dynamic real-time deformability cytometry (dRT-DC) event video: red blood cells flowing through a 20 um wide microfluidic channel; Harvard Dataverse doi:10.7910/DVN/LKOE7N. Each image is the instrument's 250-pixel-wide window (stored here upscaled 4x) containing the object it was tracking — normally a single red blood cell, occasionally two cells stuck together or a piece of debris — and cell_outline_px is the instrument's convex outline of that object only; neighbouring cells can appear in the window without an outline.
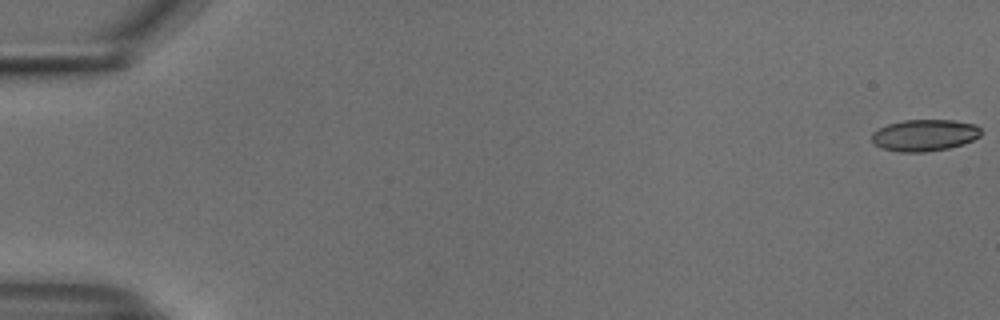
{"species": "common noctule bat (a hibernating species)", "species_latin": "Nyctalus noctula", "temperature_condition": "cold", "stored_images_in_passage": 11, "camera_frame_rate_fps": 3000, "um_per_image_px": 0.085, "animal": {"sex": "male", "body_mass_g": 18.8}, "frame": {"image": 1, "passage_image": 1, "time_ms": 0.0, "image_size_px": [1000, 320], "cell_outline_px": [[980, 136], [964, 144], [948, 148], [924, 152], [900, 152], [884, 148], [876, 144], [872, 140], [872, 132], [888, 124], [904, 120], [952, 120], [976, 124], [980, 128]], "centroid_in_image_um": [78.61, 11.49], "position_along_channel_um": 6.4, "area_um2": 20.0}}